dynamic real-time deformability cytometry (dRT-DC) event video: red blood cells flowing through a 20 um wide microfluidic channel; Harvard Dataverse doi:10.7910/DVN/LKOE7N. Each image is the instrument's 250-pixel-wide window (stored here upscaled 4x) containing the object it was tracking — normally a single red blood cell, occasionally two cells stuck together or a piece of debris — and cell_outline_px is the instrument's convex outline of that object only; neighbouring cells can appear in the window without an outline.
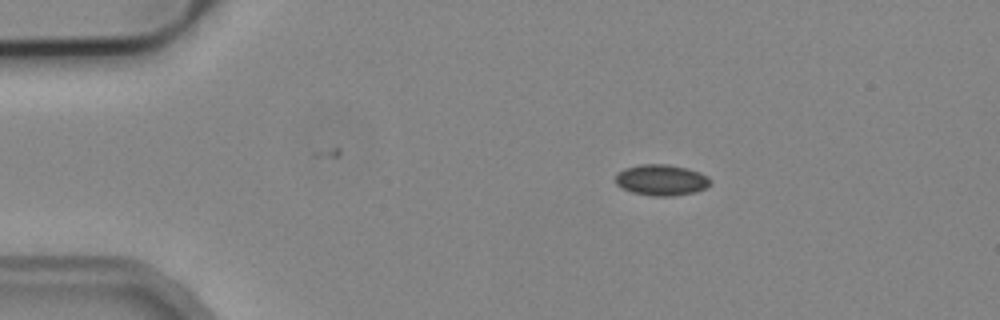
{"species": "common noctule bat (a hibernating species)", "species_latin": "Nyctalus noctula", "temperature_condition": "cold", "stored_images_in_passage": 4, "camera_frame_rate_fps": 3000, "um_per_image_px": 0.085, "animal": {"sex": "male", "body_mass_g": 19.2, "forearm_length_mm": 51.8}, "frame": {"image": 1, "passage_image": 1, "time_ms": 0.0, "image_size_px": [1000, 320], "cell_outline_px": [[712, 184], [696, 192], [676, 196], [652, 196], [632, 192], [620, 188], [616, 184], [616, 172], [624, 168], [640, 164], [668, 164], [688, 168], [700, 172], [708, 176], [712, 180]], "centroid_in_image_um": [56.23, 15.3], "position_along_channel_um": 28.8, "area_um2": 17.51}}
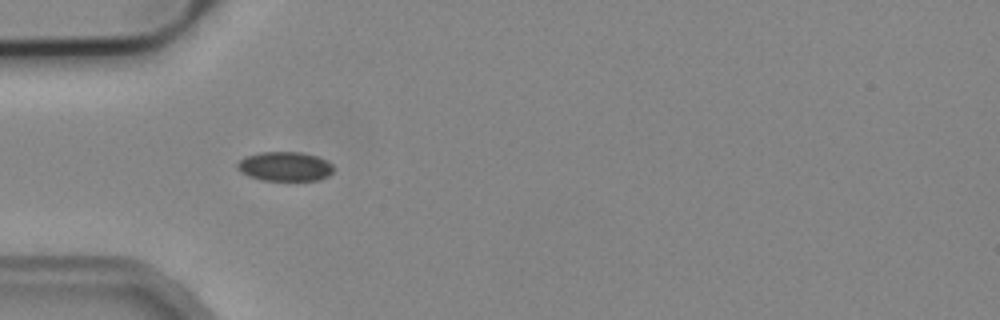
{"frame": {"image": 2, "passage_image": 3, "time_ms": 2.333, "image_size_px": [1000, 320], "cell_outline_px": [[332, 172], [328, 176], [320, 180], [264, 180], [248, 176], [240, 172], [236, 168], [236, 164], [244, 156], [260, 152], [300, 152], [316, 156], [328, 160], [332, 164]], "centroid_in_image_um": [24.2, 14.14], "position_along_channel_um": 60.8, "area_um2": 16.53}}